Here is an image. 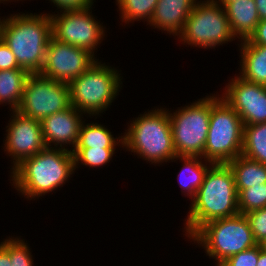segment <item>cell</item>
<instances>
[{"instance_id": "e0dca14e", "label": "cell", "mask_w": 266, "mask_h": 266, "mask_svg": "<svg viewBox=\"0 0 266 266\" xmlns=\"http://www.w3.org/2000/svg\"><path fill=\"white\" fill-rule=\"evenodd\" d=\"M232 34L237 41L246 40L260 22L254 0H234L224 6Z\"/></svg>"}, {"instance_id": "7a4b0ae2", "label": "cell", "mask_w": 266, "mask_h": 266, "mask_svg": "<svg viewBox=\"0 0 266 266\" xmlns=\"http://www.w3.org/2000/svg\"><path fill=\"white\" fill-rule=\"evenodd\" d=\"M74 171L71 151L46 147L16 165L10 172V183L21 196L35 200L65 185Z\"/></svg>"}, {"instance_id": "52a82bcc", "label": "cell", "mask_w": 266, "mask_h": 266, "mask_svg": "<svg viewBox=\"0 0 266 266\" xmlns=\"http://www.w3.org/2000/svg\"><path fill=\"white\" fill-rule=\"evenodd\" d=\"M218 93L212 94V107L204 160L227 164L241 155L243 122L238 113Z\"/></svg>"}, {"instance_id": "2e32d148", "label": "cell", "mask_w": 266, "mask_h": 266, "mask_svg": "<svg viewBox=\"0 0 266 266\" xmlns=\"http://www.w3.org/2000/svg\"><path fill=\"white\" fill-rule=\"evenodd\" d=\"M196 2L197 0H158L147 25L177 37Z\"/></svg>"}, {"instance_id": "7c38bea8", "label": "cell", "mask_w": 266, "mask_h": 266, "mask_svg": "<svg viewBox=\"0 0 266 266\" xmlns=\"http://www.w3.org/2000/svg\"><path fill=\"white\" fill-rule=\"evenodd\" d=\"M97 60L99 59L89 51L61 42L51 36L40 74L55 81L70 84Z\"/></svg>"}, {"instance_id": "4dcf8cb0", "label": "cell", "mask_w": 266, "mask_h": 266, "mask_svg": "<svg viewBox=\"0 0 266 266\" xmlns=\"http://www.w3.org/2000/svg\"><path fill=\"white\" fill-rule=\"evenodd\" d=\"M21 68L15 55L12 53L11 49L6 45V43L0 38V70H10Z\"/></svg>"}, {"instance_id": "4316f807", "label": "cell", "mask_w": 266, "mask_h": 266, "mask_svg": "<svg viewBox=\"0 0 266 266\" xmlns=\"http://www.w3.org/2000/svg\"><path fill=\"white\" fill-rule=\"evenodd\" d=\"M29 244L20 237L10 236V266H34Z\"/></svg>"}, {"instance_id": "30bf717a", "label": "cell", "mask_w": 266, "mask_h": 266, "mask_svg": "<svg viewBox=\"0 0 266 266\" xmlns=\"http://www.w3.org/2000/svg\"><path fill=\"white\" fill-rule=\"evenodd\" d=\"M70 106L69 84L55 81L40 73H31L17 111L23 116L42 121Z\"/></svg>"}, {"instance_id": "44dd1931", "label": "cell", "mask_w": 266, "mask_h": 266, "mask_svg": "<svg viewBox=\"0 0 266 266\" xmlns=\"http://www.w3.org/2000/svg\"><path fill=\"white\" fill-rule=\"evenodd\" d=\"M232 169L237 193L242 189L266 183V166L242 154L227 163Z\"/></svg>"}, {"instance_id": "3957f363", "label": "cell", "mask_w": 266, "mask_h": 266, "mask_svg": "<svg viewBox=\"0 0 266 266\" xmlns=\"http://www.w3.org/2000/svg\"><path fill=\"white\" fill-rule=\"evenodd\" d=\"M21 13L1 17L0 38L11 49L21 68L40 73L52 36L51 16L50 13Z\"/></svg>"}, {"instance_id": "ba28073f", "label": "cell", "mask_w": 266, "mask_h": 266, "mask_svg": "<svg viewBox=\"0 0 266 266\" xmlns=\"http://www.w3.org/2000/svg\"><path fill=\"white\" fill-rule=\"evenodd\" d=\"M193 47L215 49L228 45L236 37L232 34L222 5L214 0H197L177 40Z\"/></svg>"}, {"instance_id": "9a60e30c", "label": "cell", "mask_w": 266, "mask_h": 266, "mask_svg": "<svg viewBox=\"0 0 266 266\" xmlns=\"http://www.w3.org/2000/svg\"><path fill=\"white\" fill-rule=\"evenodd\" d=\"M83 115L71 105L66 110L44 118L41 127L46 146L72 152L79 140L80 128L86 116Z\"/></svg>"}, {"instance_id": "d590c367", "label": "cell", "mask_w": 266, "mask_h": 266, "mask_svg": "<svg viewBox=\"0 0 266 266\" xmlns=\"http://www.w3.org/2000/svg\"><path fill=\"white\" fill-rule=\"evenodd\" d=\"M216 2H218L220 5L224 6L226 3L228 2H232L234 0H214Z\"/></svg>"}, {"instance_id": "484cf974", "label": "cell", "mask_w": 266, "mask_h": 266, "mask_svg": "<svg viewBox=\"0 0 266 266\" xmlns=\"http://www.w3.org/2000/svg\"><path fill=\"white\" fill-rule=\"evenodd\" d=\"M266 207V183L242 189L238 193V208L240 214Z\"/></svg>"}, {"instance_id": "6da1fadb", "label": "cell", "mask_w": 266, "mask_h": 266, "mask_svg": "<svg viewBox=\"0 0 266 266\" xmlns=\"http://www.w3.org/2000/svg\"><path fill=\"white\" fill-rule=\"evenodd\" d=\"M185 219L184 231L188 239L207 222L239 214L238 193L232 169L228 164H212Z\"/></svg>"}, {"instance_id": "9c48e42d", "label": "cell", "mask_w": 266, "mask_h": 266, "mask_svg": "<svg viewBox=\"0 0 266 266\" xmlns=\"http://www.w3.org/2000/svg\"><path fill=\"white\" fill-rule=\"evenodd\" d=\"M212 107V94L178 107L170 117L177 156H202L206 145Z\"/></svg>"}, {"instance_id": "ffe728a7", "label": "cell", "mask_w": 266, "mask_h": 266, "mask_svg": "<svg viewBox=\"0 0 266 266\" xmlns=\"http://www.w3.org/2000/svg\"><path fill=\"white\" fill-rule=\"evenodd\" d=\"M30 74L23 68L0 70V105H9L10 112L19 109Z\"/></svg>"}, {"instance_id": "74e56055", "label": "cell", "mask_w": 266, "mask_h": 266, "mask_svg": "<svg viewBox=\"0 0 266 266\" xmlns=\"http://www.w3.org/2000/svg\"><path fill=\"white\" fill-rule=\"evenodd\" d=\"M0 1L3 2V4H4V3L6 4L7 2H9V3H10V2H13V1H14V2H17V1H19V0H13V1H12V0H0ZM20 1H23V0H20ZM24 1H25V0H24Z\"/></svg>"}, {"instance_id": "277c9868", "label": "cell", "mask_w": 266, "mask_h": 266, "mask_svg": "<svg viewBox=\"0 0 266 266\" xmlns=\"http://www.w3.org/2000/svg\"><path fill=\"white\" fill-rule=\"evenodd\" d=\"M132 119L123 133V151L125 148L155 166L177 156L167 108L154 107Z\"/></svg>"}, {"instance_id": "5bb4252c", "label": "cell", "mask_w": 266, "mask_h": 266, "mask_svg": "<svg viewBox=\"0 0 266 266\" xmlns=\"http://www.w3.org/2000/svg\"><path fill=\"white\" fill-rule=\"evenodd\" d=\"M221 97L238 113L243 125L266 122V86L238 74L228 80Z\"/></svg>"}, {"instance_id": "1f68e13d", "label": "cell", "mask_w": 266, "mask_h": 266, "mask_svg": "<svg viewBox=\"0 0 266 266\" xmlns=\"http://www.w3.org/2000/svg\"><path fill=\"white\" fill-rule=\"evenodd\" d=\"M250 44L266 46V19L260 20L255 31L246 39Z\"/></svg>"}, {"instance_id": "d6a6232c", "label": "cell", "mask_w": 266, "mask_h": 266, "mask_svg": "<svg viewBox=\"0 0 266 266\" xmlns=\"http://www.w3.org/2000/svg\"><path fill=\"white\" fill-rule=\"evenodd\" d=\"M10 236L0 243V266H10Z\"/></svg>"}, {"instance_id": "603a6c76", "label": "cell", "mask_w": 266, "mask_h": 266, "mask_svg": "<svg viewBox=\"0 0 266 266\" xmlns=\"http://www.w3.org/2000/svg\"><path fill=\"white\" fill-rule=\"evenodd\" d=\"M241 154L266 166V122L243 126Z\"/></svg>"}, {"instance_id": "e575fe53", "label": "cell", "mask_w": 266, "mask_h": 266, "mask_svg": "<svg viewBox=\"0 0 266 266\" xmlns=\"http://www.w3.org/2000/svg\"><path fill=\"white\" fill-rule=\"evenodd\" d=\"M257 266H266V252L259 245V257Z\"/></svg>"}, {"instance_id": "f1b7e54d", "label": "cell", "mask_w": 266, "mask_h": 266, "mask_svg": "<svg viewBox=\"0 0 266 266\" xmlns=\"http://www.w3.org/2000/svg\"><path fill=\"white\" fill-rule=\"evenodd\" d=\"M258 257L259 244L229 257L219 266H257Z\"/></svg>"}, {"instance_id": "8fae6325", "label": "cell", "mask_w": 266, "mask_h": 266, "mask_svg": "<svg viewBox=\"0 0 266 266\" xmlns=\"http://www.w3.org/2000/svg\"><path fill=\"white\" fill-rule=\"evenodd\" d=\"M92 9L90 7L83 10L57 11V14L52 12L50 14L52 36L61 42L85 49L96 56V50L105 40L106 26L104 27L102 22L93 16Z\"/></svg>"}, {"instance_id": "ac0fdd59", "label": "cell", "mask_w": 266, "mask_h": 266, "mask_svg": "<svg viewBox=\"0 0 266 266\" xmlns=\"http://www.w3.org/2000/svg\"><path fill=\"white\" fill-rule=\"evenodd\" d=\"M240 72L243 79L266 86V46L250 44L247 40L239 41Z\"/></svg>"}, {"instance_id": "7402d4cb", "label": "cell", "mask_w": 266, "mask_h": 266, "mask_svg": "<svg viewBox=\"0 0 266 266\" xmlns=\"http://www.w3.org/2000/svg\"><path fill=\"white\" fill-rule=\"evenodd\" d=\"M81 125L79 140L75 148H120L124 146L123 135L114 137L112 132L103 124L85 123ZM93 122V123H92ZM118 137V138H117Z\"/></svg>"}, {"instance_id": "cb8c5ba5", "label": "cell", "mask_w": 266, "mask_h": 266, "mask_svg": "<svg viewBox=\"0 0 266 266\" xmlns=\"http://www.w3.org/2000/svg\"><path fill=\"white\" fill-rule=\"evenodd\" d=\"M158 0H116L119 16L126 25L134 21L150 22Z\"/></svg>"}, {"instance_id": "4fadbf2b", "label": "cell", "mask_w": 266, "mask_h": 266, "mask_svg": "<svg viewBox=\"0 0 266 266\" xmlns=\"http://www.w3.org/2000/svg\"><path fill=\"white\" fill-rule=\"evenodd\" d=\"M9 115L11 118L6 126L3 149L7 156H11V171L23 159L36 155L47 146L41 121L23 116L18 111H12Z\"/></svg>"}, {"instance_id": "f546056e", "label": "cell", "mask_w": 266, "mask_h": 266, "mask_svg": "<svg viewBox=\"0 0 266 266\" xmlns=\"http://www.w3.org/2000/svg\"><path fill=\"white\" fill-rule=\"evenodd\" d=\"M58 11L83 10L94 6L95 0H49Z\"/></svg>"}, {"instance_id": "d6986e66", "label": "cell", "mask_w": 266, "mask_h": 266, "mask_svg": "<svg viewBox=\"0 0 266 266\" xmlns=\"http://www.w3.org/2000/svg\"><path fill=\"white\" fill-rule=\"evenodd\" d=\"M177 160L183 162L181 170L177 175L178 184L182 189L181 193L192 200L203 183L205 173L213 163L204 160L201 156H176L170 162Z\"/></svg>"}, {"instance_id": "8d00e7d4", "label": "cell", "mask_w": 266, "mask_h": 266, "mask_svg": "<svg viewBox=\"0 0 266 266\" xmlns=\"http://www.w3.org/2000/svg\"><path fill=\"white\" fill-rule=\"evenodd\" d=\"M262 250L266 252V239H264L262 242L259 243Z\"/></svg>"}, {"instance_id": "5b68a950", "label": "cell", "mask_w": 266, "mask_h": 266, "mask_svg": "<svg viewBox=\"0 0 266 266\" xmlns=\"http://www.w3.org/2000/svg\"><path fill=\"white\" fill-rule=\"evenodd\" d=\"M118 69L96 61L70 84V104L86 117L97 119L118 98L122 78Z\"/></svg>"}, {"instance_id": "836d02e7", "label": "cell", "mask_w": 266, "mask_h": 266, "mask_svg": "<svg viewBox=\"0 0 266 266\" xmlns=\"http://www.w3.org/2000/svg\"><path fill=\"white\" fill-rule=\"evenodd\" d=\"M260 20L266 19V0H254Z\"/></svg>"}, {"instance_id": "8992f818", "label": "cell", "mask_w": 266, "mask_h": 266, "mask_svg": "<svg viewBox=\"0 0 266 266\" xmlns=\"http://www.w3.org/2000/svg\"><path fill=\"white\" fill-rule=\"evenodd\" d=\"M219 266L229 257L258 245L244 214L216 219L202 225L190 238Z\"/></svg>"}, {"instance_id": "d4e9b609", "label": "cell", "mask_w": 266, "mask_h": 266, "mask_svg": "<svg viewBox=\"0 0 266 266\" xmlns=\"http://www.w3.org/2000/svg\"><path fill=\"white\" fill-rule=\"evenodd\" d=\"M116 148H74L75 171L78 166L98 168L109 163L115 154Z\"/></svg>"}, {"instance_id": "83f0119b", "label": "cell", "mask_w": 266, "mask_h": 266, "mask_svg": "<svg viewBox=\"0 0 266 266\" xmlns=\"http://www.w3.org/2000/svg\"><path fill=\"white\" fill-rule=\"evenodd\" d=\"M244 215L248 219L256 242L259 244L266 239V207L248 212Z\"/></svg>"}]
</instances>
